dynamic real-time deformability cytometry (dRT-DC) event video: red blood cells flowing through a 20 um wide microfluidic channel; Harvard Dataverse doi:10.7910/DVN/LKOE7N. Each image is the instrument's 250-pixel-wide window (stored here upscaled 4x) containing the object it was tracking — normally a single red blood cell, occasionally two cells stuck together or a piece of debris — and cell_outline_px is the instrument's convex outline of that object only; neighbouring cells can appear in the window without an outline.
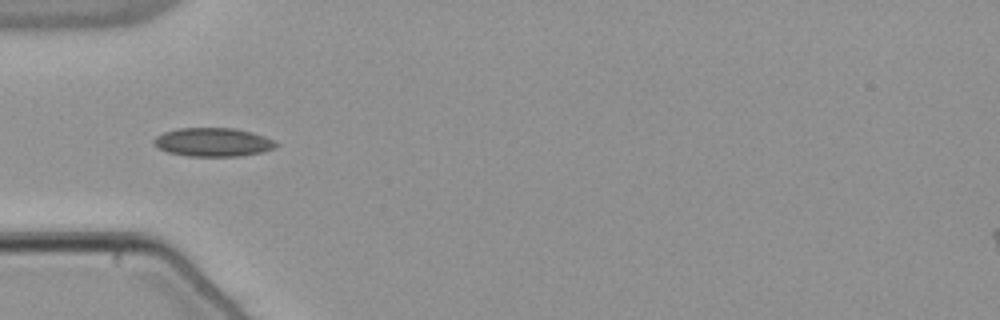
{"species": "common noctule bat (a hibernating species)", "species_latin": "Nyctalus noctula", "temperature_condition": "warm", "stored_images_in_passage": 37, "camera_frame_rate_fps": 3000, "um_per_image_px": 0.085, "animal": {"sex": "male", "body_mass_g": 21.5, "forearm_length_mm": 52.0}, "frame": {"image": 1, "passage_image": 1, "time_ms": 0.0, "image_size_px": [1000, 320], "cell_outline_px": [[276, 144], [272, 148], [260, 152], [240, 156], [188, 156], [168, 152], [160, 148], [152, 140], [156, 136], [164, 132], [180, 128], [236, 128], [252, 132], [264, 136], [272, 140]], "centroid_in_image_um": [18.08, 12.07], "position_along_channel_um": 66.9, "area_um2": 20.06}}
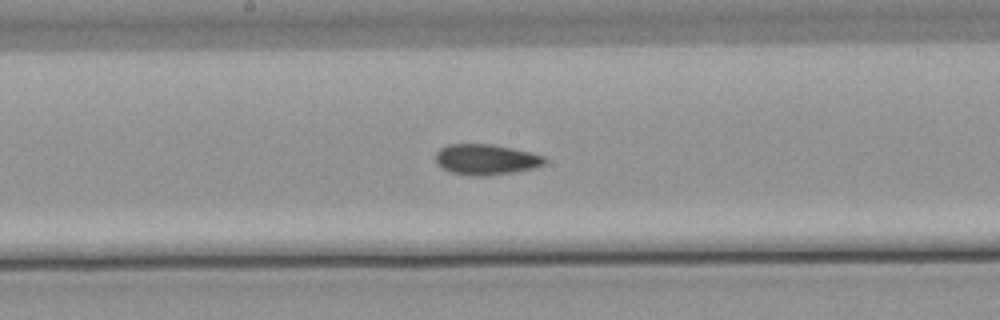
{"frame": {"image": 2, "passage_image": 12, "time_ms": 3.667, "image_size_px": [1000, 320], "cell_outline_px": [[548, 160], [544, 164], [532, 168], [512, 172], [484, 176], [476, 176], [452, 172], [436, 164], [436, 152], [440, 148], [448, 144], [492, 144], [512, 148], [544, 156]], "centroid_in_image_um": [41.3, 13.54], "position_along_channel_um": 206.9, "area_um2": 19.25}}
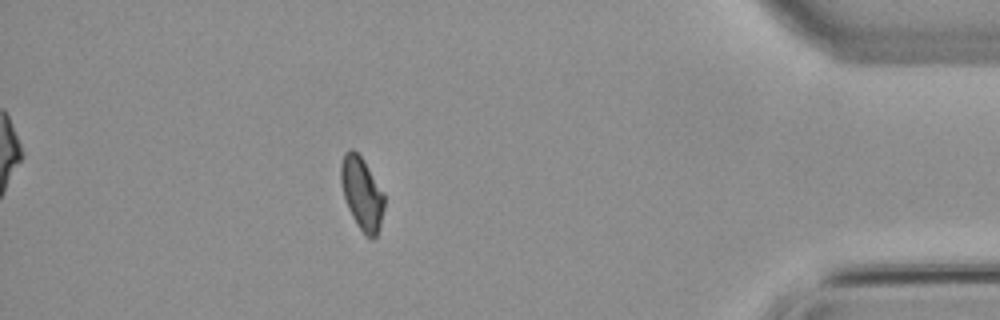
{"frame": {"image": 3, "passage_image": 31, "time_ms": 10.0, "image_size_px": [1000, 320], "cell_outline_px": [[384, 208], [380, 228], [376, 236], [372, 240], [364, 236], [352, 216], [348, 208], [344, 196], [340, 180], [340, 164], [344, 152], [352, 148], [364, 160], [384, 192]], "centroid_in_image_um": [30.76, 16.45], "position_along_channel_um": 404.4, "area_um2": 18.61}, "authors_computed_cell_mechanics": {"area_um2": 18.785, "velocity_mm_per_s": 3.8404, "shape_relaxation_time_tau1_ms": null, "shape_relaxation_time_tau2_ms": 4.5465, "deformation_change_tau1": null, "deformation_change_tau2": 0.0626}}